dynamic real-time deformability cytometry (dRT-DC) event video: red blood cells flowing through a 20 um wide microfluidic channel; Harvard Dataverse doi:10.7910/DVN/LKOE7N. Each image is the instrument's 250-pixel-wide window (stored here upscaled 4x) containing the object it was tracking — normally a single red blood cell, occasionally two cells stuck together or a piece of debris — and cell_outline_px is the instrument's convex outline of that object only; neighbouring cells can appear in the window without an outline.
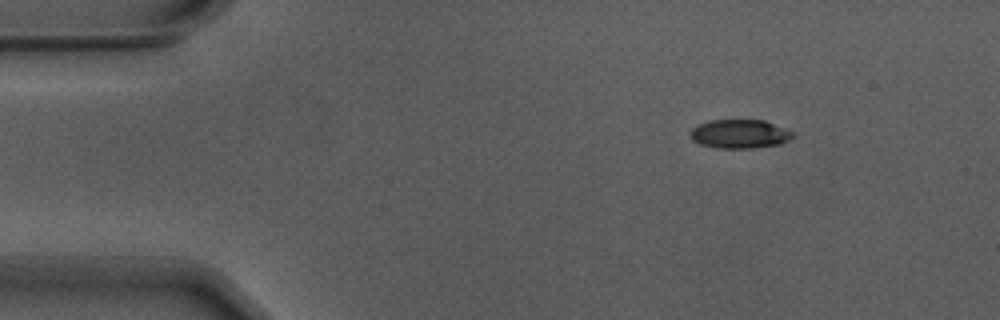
{"species": "Egyptian fruit bat (a non-hibernating species)", "species_latin": "Rousettus aegyptiacus", "temperature_condition": "warm", "stored_images_in_passage": 48, "camera_frame_rate_fps": 3000, "um_per_image_px": 0.085, "animal": {"sex": "male"}, "frame": {"image": 1, "passage_image": 1, "time_ms": 0.0, "image_size_px": [1000, 320], "cell_outline_px": [[796, 136], [780, 144], [752, 148], [716, 148], [700, 144], [692, 140], [688, 136], [688, 132], [696, 124], [708, 120], [764, 120], [796, 132]], "centroid_in_image_um": [62.85, 11.38], "position_along_channel_um": 22.1, "area_um2": 17.63}}
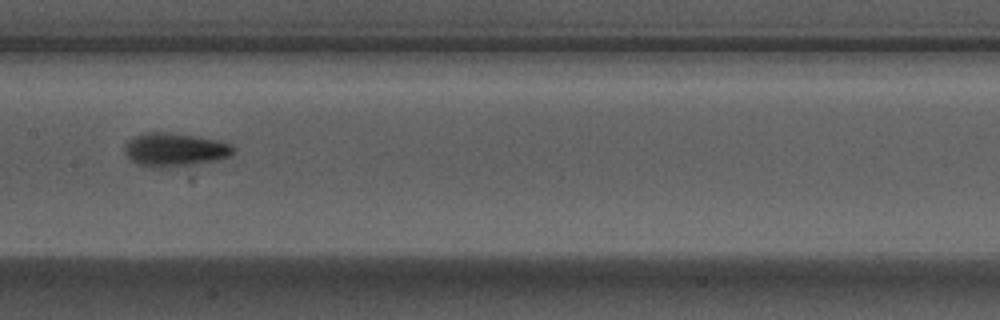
{"frame": {"image": 2, "passage_image": 21, "time_ms": 6.667, "image_size_px": [1000, 320], "cell_outline_px": [[236, 152], [228, 156], [212, 160], [192, 164], [156, 168], [136, 164], [124, 152], [124, 144], [128, 140], [144, 132], [168, 132], [196, 136], [220, 140], [232, 144], [236, 148]], "centroid_in_image_um": [14.85, 12.7], "position_along_channel_um": 192.6, "area_um2": 21.15}}
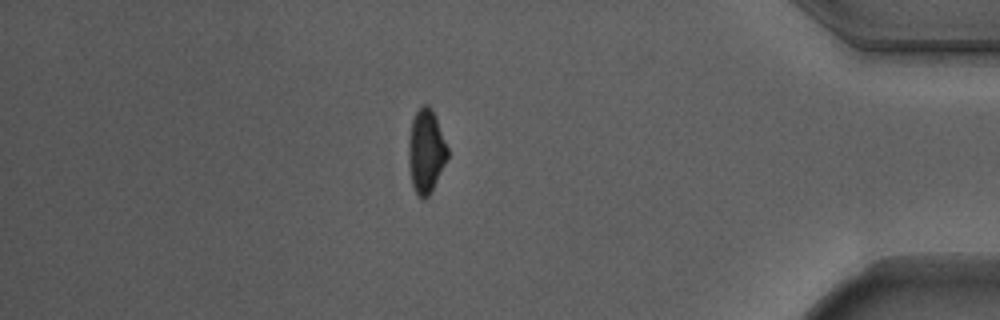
{"frame": {"image": 3, "passage_image": 41, "time_ms": 13.333, "image_size_px": [1000, 320], "cell_outline_px": [[448, 156], [432, 192], [424, 200], [416, 192], [412, 184], [408, 164], [408, 140], [412, 120], [416, 112], [424, 104], [428, 104], [432, 108], [436, 116], [448, 148]], "centroid_in_image_um": [36.21, 12.84], "position_along_channel_um": 399.0, "area_um2": 19.13}, "authors_computed_cell_mechanics": {"area_um2": 18.8428, "velocity_mm_per_s": 3.7105, "shape_relaxation_time_tau1_ms": 4.771, "shape_relaxation_time_tau2_ms": 2.2504, "deformation_change_tau1": 0.164, "deformation_change_tau2": 0.0791}}